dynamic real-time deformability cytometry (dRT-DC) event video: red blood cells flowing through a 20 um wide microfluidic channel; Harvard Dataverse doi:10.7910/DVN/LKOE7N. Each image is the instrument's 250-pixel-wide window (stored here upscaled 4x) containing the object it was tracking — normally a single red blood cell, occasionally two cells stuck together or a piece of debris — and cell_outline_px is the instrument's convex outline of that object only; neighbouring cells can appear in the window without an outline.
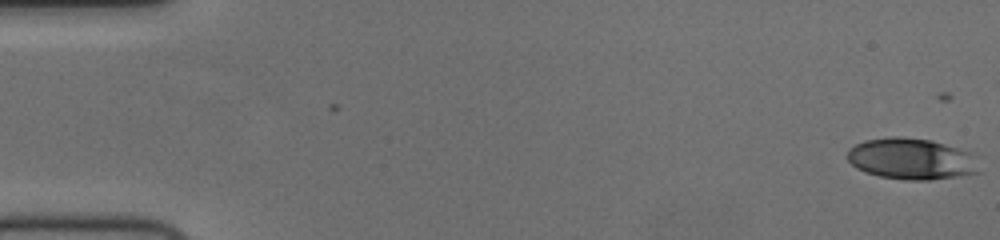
{"species": "human", "species_latin": "Homo sapiens", "temperature_condition": "cold", "stored_images_in_passage": 56, "camera_frame_rate_fps": 3000, "um_per_image_px": 0.085, "donor": {"sex": "female"}, "frame": {"image": 1, "passage_image": 1, "time_ms": 0.0, "image_size_px": [1000, 240], "cell_outline_px": [[980, 172], [932, 180], [904, 180], [880, 176], [856, 168], [848, 160], [848, 148], [864, 140], [892, 136], [900, 136], [932, 140], [972, 152]], "centroid_in_image_um": [77.47, 13.49], "position_along_channel_um": 7.5, "area_um2": 31.73}}
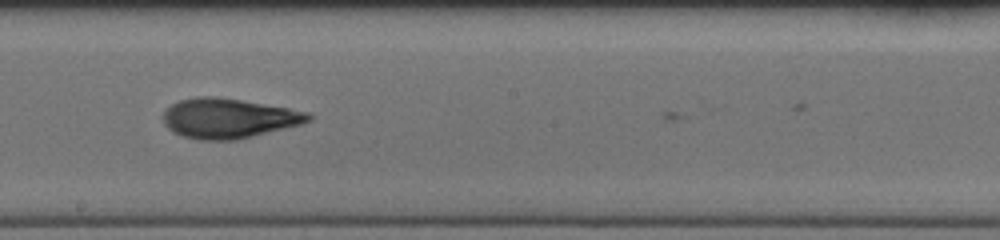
{"frame": {"image": 2, "passage_image": 32, "time_ms": 10.333, "image_size_px": [1000, 240], "cell_outline_px": [[312, 120], [300, 124], [236, 140], [200, 140], [180, 136], [172, 132], [164, 124], [164, 112], [172, 104], [180, 100], [196, 96], [216, 96], [288, 108], [308, 112], [312, 116]], "centroid_in_image_um": [19.39, 10.06], "position_along_channel_um": 228.8, "area_um2": 33.52}}
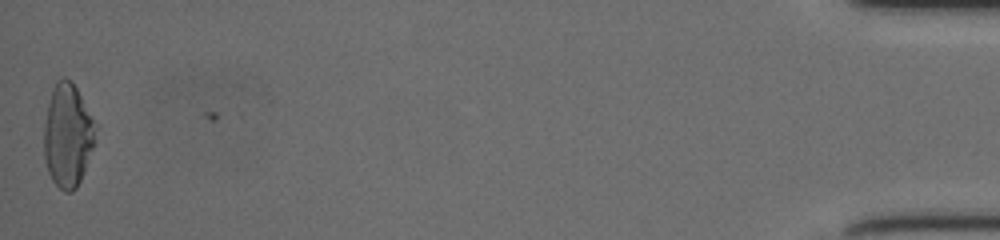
{"frame": {"image": 3, "passage_image": 56, "time_ms": 18.333, "image_size_px": [1000, 240], "cell_outline_px": [[92, 148], [80, 180], [76, 188], [72, 192], [64, 192], [52, 180], [48, 172], [44, 156], [44, 124], [48, 104], [52, 88], [56, 80], [60, 76], [64, 76], [72, 80], [92, 120]], "centroid_in_image_um": [5.68, 11.49], "position_along_channel_um": 429.5, "area_um2": 30.17}, "authors_computed_cell_mechanics": {"area_um2": 32.0212, "velocity_mm_per_s": 3.7324, "shape_relaxation_time_tau1_ms": 6.4177, "shape_relaxation_time_tau2_ms": 2.6655, "deformation_change_tau1": 0.2228, "deformation_change_tau2": 0.0898}}